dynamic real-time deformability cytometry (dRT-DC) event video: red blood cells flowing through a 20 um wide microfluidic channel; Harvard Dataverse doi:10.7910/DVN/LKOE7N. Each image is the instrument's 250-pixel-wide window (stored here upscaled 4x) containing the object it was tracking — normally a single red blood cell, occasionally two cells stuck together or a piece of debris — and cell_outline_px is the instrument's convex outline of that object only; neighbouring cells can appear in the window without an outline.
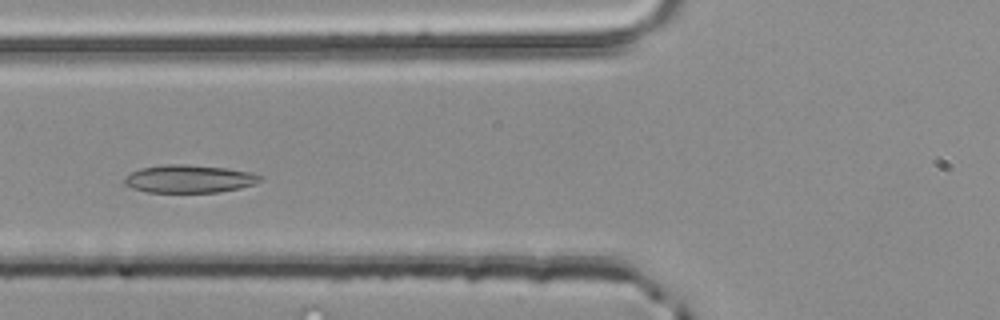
{"species": "common noctule bat (a hibernating species)", "species_latin": "Nyctalus noctula", "temperature_condition": "room temperature", "stored_images_in_passage": 42, "camera_frame_rate_fps": 3000, "um_per_image_px": 0.085, "animal": {"sex": "male", "body_mass_g": 20.4}, "frame": {"image": 1, "passage_image": 10, "time_ms": 3.0, "image_size_px": [1000, 320], "cell_outline_px": [[264, 180], [256, 184], [240, 188], [220, 192], [148, 192], [132, 188], [124, 184], [124, 176], [140, 168], [164, 164], [188, 164], [224, 168], [248, 172], [260, 176]], "centroid_in_image_um": [16.06, 15.2], "position_along_channel_um": 109.7, "area_um2": 22.08}}
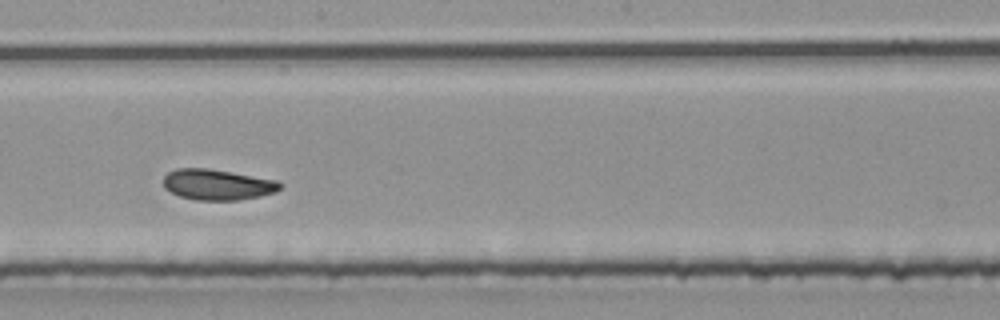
{"frame": {"image": 2, "passage_image": 19, "time_ms": 6.0, "image_size_px": [1000, 320], "cell_outline_px": [[284, 188], [276, 192], [260, 196], [240, 200], [196, 200], [180, 196], [164, 188], [164, 176], [168, 172], [176, 168], [208, 168], [276, 180], [284, 184]], "centroid_in_image_um": [18.52, 15.69], "position_along_channel_um": 229.7, "area_um2": 20.98}}
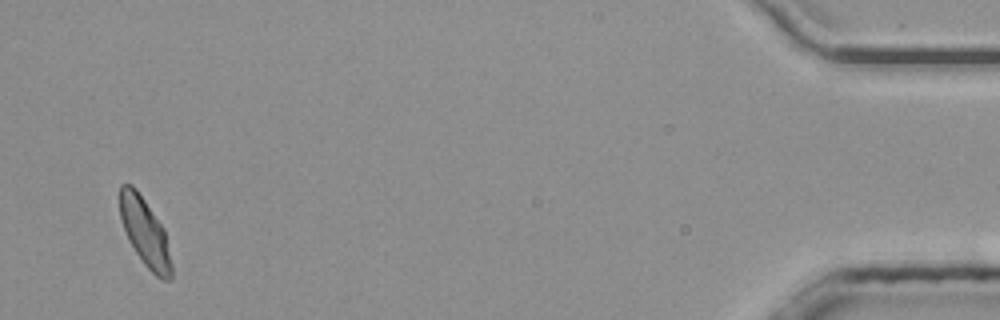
{"frame": {"image": 3, "passage_image": 40, "time_ms": 13.0, "image_size_px": [1000, 320], "cell_outline_px": [[172, 280], [160, 280], [144, 264], [136, 252], [124, 228], [120, 216], [120, 184], [132, 184], [136, 188], [164, 228], [172, 264]], "centroid_in_image_um": [12.35, 19.76], "position_along_channel_um": 422.9, "area_um2": 20.23}, "authors_computed_cell_mechanics": {"area_um2": 20.8658, "velocity_mm_per_s": 3.999, "shape_relaxation_time_tau1_ms": 7.1509, "shape_relaxation_time_tau2_ms": 2.5625, "deformation_change_tau1": 0.1481, "deformation_change_tau2": 0.0783}}